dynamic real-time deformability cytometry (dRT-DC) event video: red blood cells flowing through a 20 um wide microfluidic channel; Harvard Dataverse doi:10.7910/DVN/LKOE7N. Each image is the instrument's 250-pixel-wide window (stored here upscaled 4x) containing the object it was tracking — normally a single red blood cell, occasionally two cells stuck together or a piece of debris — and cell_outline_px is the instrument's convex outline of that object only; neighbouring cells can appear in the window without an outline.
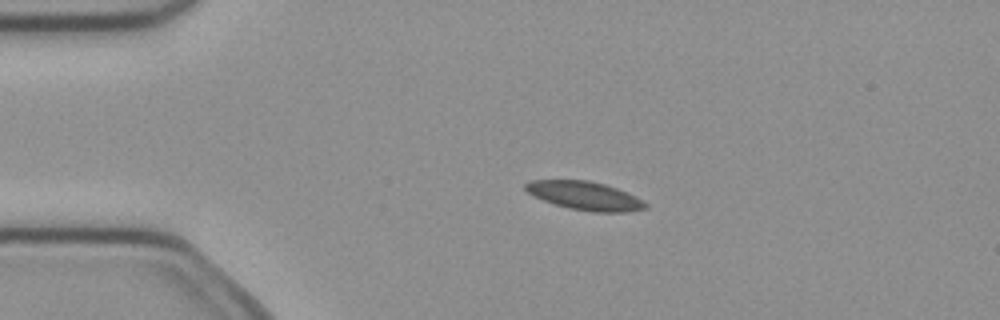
{"species": "common noctule bat (a hibernating species)", "species_latin": "Nyctalus noctula", "temperature_condition": "cold", "stored_images_in_passage": 3, "camera_frame_rate_fps": 3000, "um_per_image_px": 0.085, "animal": {"sex": "female", "body_mass_g": 21.9}, "frame": {"image": 1, "passage_image": 2, "time_ms": 0.333, "image_size_px": [1000, 320], "cell_outline_px": [[648, 208], [628, 212], [592, 212], [568, 208], [532, 196], [524, 188], [524, 184], [528, 180], [588, 180], [604, 184], [616, 188], [648, 204]], "centroid_in_image_um": [49.66, 16.64], "position_along_channel_um": 35.3, "area_um2": 19.77}}